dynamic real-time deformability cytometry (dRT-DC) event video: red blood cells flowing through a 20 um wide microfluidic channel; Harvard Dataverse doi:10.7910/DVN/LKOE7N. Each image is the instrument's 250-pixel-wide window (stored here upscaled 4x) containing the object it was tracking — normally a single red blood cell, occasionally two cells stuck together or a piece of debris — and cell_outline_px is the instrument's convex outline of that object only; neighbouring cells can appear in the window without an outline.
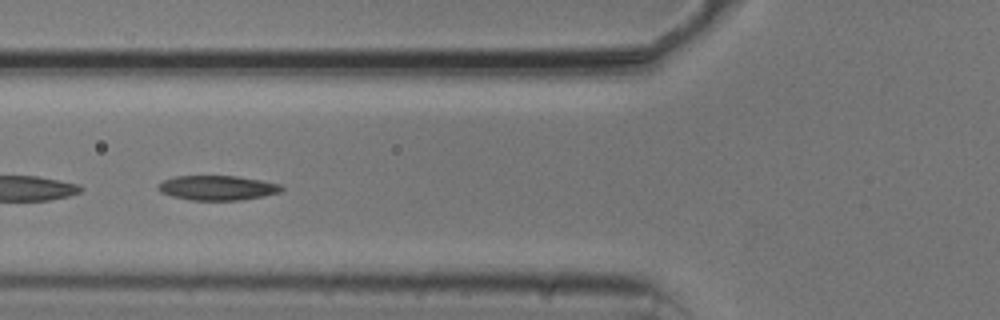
{"species": "common noctule bat (a hibernating species)", "species_latin": "Nyctalus noctula", "temperature_condition": "cold", "stored_images_in_passage": 28, "segment_of_instrument_passage": [2, 2], "camera_frame_rate_fps": 3000, "um_per_image_px": 0.085, "animal": {"sex": "male", "body_mass_g": 20.5, "forearm_length_mm": 52.5}, "frame": {"image": 1, "passage_image": 19, "time_ms": 6.0, "image_size_px": [1000, 320], "cell_outline_px": [[284, 188], [280, 192], [264, 196], [240, 200], [192, 200], [172, 196], [160, 192], [156, 188], [164, 180], [176, 176], [236, 176], [260, 180], [280, 184]], "centroid_in_image_um": [18.48, 15.97], "position_along_channel_um": 107.3, "area_um2": 17.63}}